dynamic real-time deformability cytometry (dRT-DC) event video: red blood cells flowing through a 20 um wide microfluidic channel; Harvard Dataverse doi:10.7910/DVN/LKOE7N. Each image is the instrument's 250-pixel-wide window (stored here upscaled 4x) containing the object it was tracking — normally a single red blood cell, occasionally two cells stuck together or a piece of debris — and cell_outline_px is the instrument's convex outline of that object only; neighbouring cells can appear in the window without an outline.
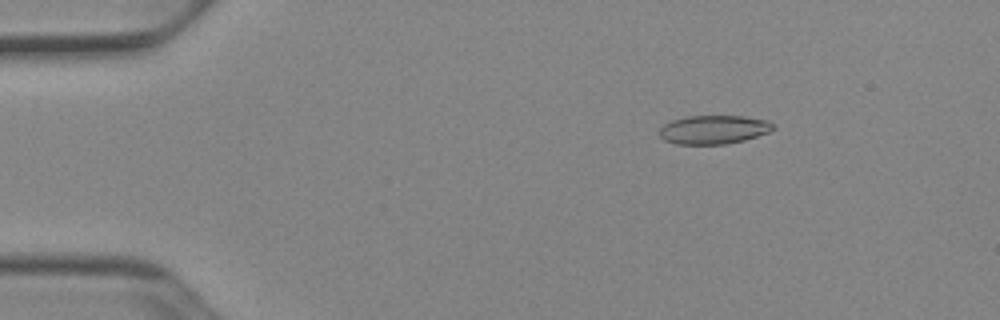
{"species": "Egyptian fruit bat (a non-hibernating species)", "species_latin": "Rousettus aegyptiacus", "temperature_condition": "cold", "stored_images_in_passage": 52, "camera_frame_rate_fps": 3000, "um_per_image_px": 0.085, "animal": {"sex": "female"}, "frame": {"image": 1, "passage_image": 8, "time_ms": 2.333, "image_size_px": [1000, 320], "cell_outline_px": [[776, 128], [768, 132], [744, 140], [724, 144], [676, 144], [664, 140], [660, 136], [660, 128], [664, 124], [672, 120], [688, 116], [744, 116], [768, 120], [776, 124]], "centroid_in_image_um": [60.69, 11.01], "position_along_channel_um": 24.3, "area_um2": 19.07}}
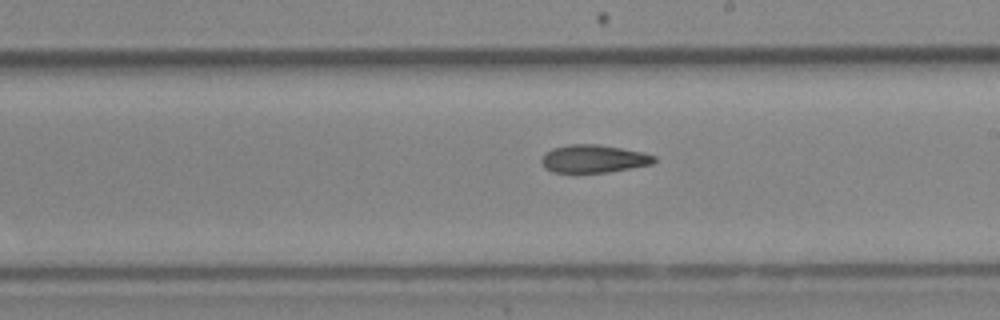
{"frame": {"image": 2, "passage_image": 30, "time_ms": 9.667, "image_size_px": [1000, 320], "cell_outline_px": [[656, 160], [652, 164], [608, 172], [552, 172], [544, 168], [540, 160], [544, 152], [552, 148], [568, 144], [596, 144], [644, 152], [656, 156]], "centroid_in_image_um": [50.42, 13.49], "position_along_channel_um": 238.6, "area_um2": 18.38}}
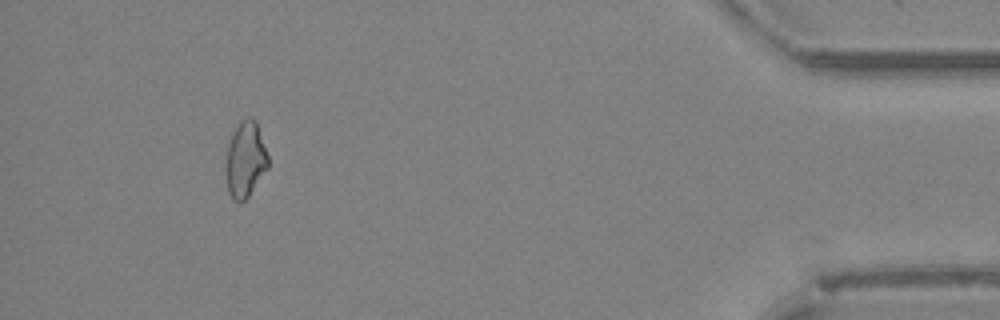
{"frame": {"image": 3, "passage_image": 48, "time_ms": 15.667, "image_size_px": [1000, 320], "cell_outline_px": [[268, 168], [248, 196], [240, 204], [232, 200], [228, 192], [228, 144], [240, 120], [248, 116], [256, 120], [268, 156]], "centroid_in_image_um": [20.89, 13.56], "position_along_channel_um": 414.3, "area_um2": 18.15}, "authors_computed_cell_mechanics": {"area_um2": 18.9584, "velocity_mm_per_s": 3.9383, "shape_relaxation_time_tau1_ms": null, "shape_relaxation_time_tau2_ms": 4.0208, "deformation_change_tau1": null, "deformation_change_tau2": 0.1196}}